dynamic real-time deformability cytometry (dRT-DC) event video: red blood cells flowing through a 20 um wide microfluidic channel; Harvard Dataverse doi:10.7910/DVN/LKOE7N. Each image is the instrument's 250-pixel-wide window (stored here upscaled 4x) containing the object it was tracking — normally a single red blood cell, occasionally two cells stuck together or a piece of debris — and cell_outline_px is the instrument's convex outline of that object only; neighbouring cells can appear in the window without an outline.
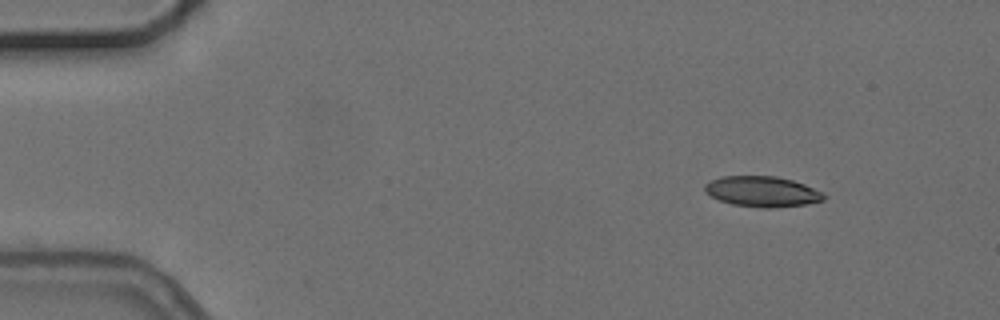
{"species": "common noctule bat (a hibernating species)", "species_latin": "Nyctalus noctula", "temperature_condition": "cold", "stored_images_in_passage": 3, "camera_frame_rate_fps": 3000, "um_per_image_px": 0.085, "animal": {"sex": "female", "body_mass_g": 24.6, "forearm_length_mm": 56.2}, "frame": {"image": 1, "passage_image": 1, "time_ms": 0.0, "image_size_px": [1000, 320], "cell_outline_px": [[828, 196], [824, 200], [808, 204], [772, 208], [760, 208], [732, 204], [720, 200], [704, 192], [704, 184], [720, 176], [776, 176], [792, 180], [804, 184], [824, 192]], "centroid_in_image_um": [64.82, 16.28], "position_along_channel_um": 20.2, "area_um2": 21.39}}